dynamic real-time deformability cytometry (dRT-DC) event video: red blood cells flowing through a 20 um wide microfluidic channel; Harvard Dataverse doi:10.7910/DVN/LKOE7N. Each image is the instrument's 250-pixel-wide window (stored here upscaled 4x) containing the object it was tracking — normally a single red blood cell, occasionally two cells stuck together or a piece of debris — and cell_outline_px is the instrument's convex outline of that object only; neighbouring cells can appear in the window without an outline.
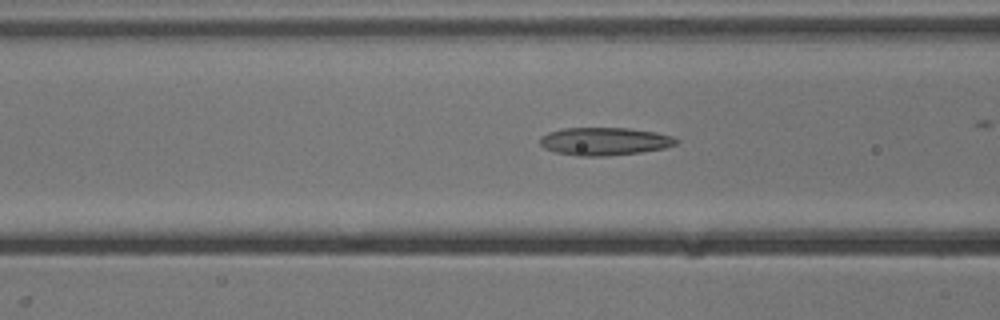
{"species": "common noctule bat (a hibernating species)", "species_latin": "Nyctalus noctula", "temperature_condition": "cold", "stored_images_in_passage": 32, "camera_frame_rate_fps": 3000, "um_per_image_px": 0.085, "animal": {"sex": "male", "body_mass_g": 13.3}, "frame": {"image": 1, "passage_image": 11, "time_ms": 3.333, "image_size_px": [1000, 320], "cell_outline_px": [[680, 140], [676, 144], [664, 148], [640, 152], [608, 156], [576, 156], [556, 152], [544, 148], [540, 144], [540, 136], [548, 132], [564, 128], [628, 128], [656, 132], [672, 136]], "centroid_in_image_um": [51.37, 12.01], "position_along_channel_um": 115.2, "area_um2": 22.2}}
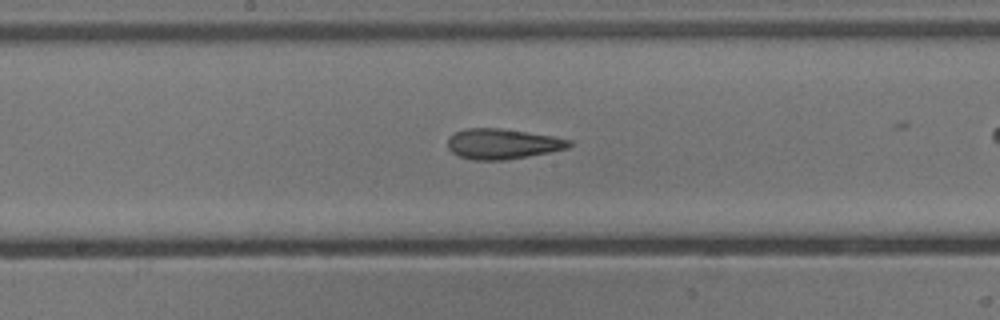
{"frame": {"image": 2, "passage_image": 18, "time_ms": 5.667, "image_size_px": [1000, 320], "cell_outline_px": [[572, 144], [568, 148], [528, 156], [504, 160], [472, 160], [460, 156], [452, 152], [448, 148], [448, 136], [464, 128], [500, 128], [552, 136], [572, 140]], "centroid_in_image_um": [42.69, 12.22], "position_along_channel_um": 205.5, "area_um2": 21.39}}
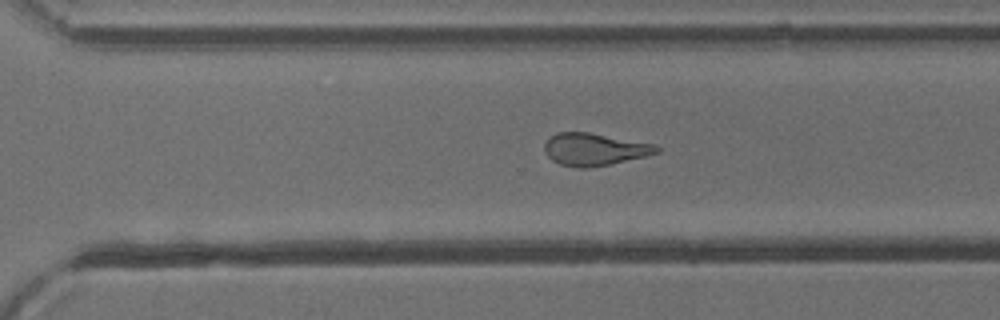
{"frame": {"image": 3, "passage_image": 27, "time_ms": 8.667, "image_size_px": [1000, 320], "cell_outline_px": [[660, 152], [644, 156], [608, 164], [588, 168], [576, 168], [560, 164], [552, 160], [544, 152], [544, 144], [556, 132], [588, 132], [652, 144], [660, 148]], "centroid_in_image_um": [50.47, 12.7], "position_along_channel_um": 320.1, "area_um2": 20.81}}